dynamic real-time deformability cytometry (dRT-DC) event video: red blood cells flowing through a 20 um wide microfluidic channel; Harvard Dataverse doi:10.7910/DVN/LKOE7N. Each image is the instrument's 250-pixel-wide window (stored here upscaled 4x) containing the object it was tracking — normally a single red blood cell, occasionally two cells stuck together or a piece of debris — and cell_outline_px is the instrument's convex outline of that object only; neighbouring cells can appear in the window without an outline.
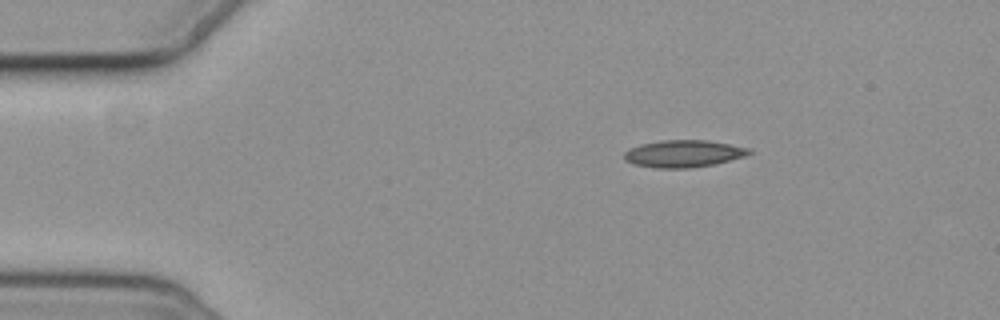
{"species": "common noctule bat (a hibernating species)", "species_latin": "Nyctalus noctula", "temperature_condition": "cold", "stored_images_in_passage": 3, "camera_frame_rate_fps": 3000, "um_per_image_px": 0.085, "animal": {"sex": "female", "body_mass_g": 19.3, "forearm_length_mm": 54.1}, "frame": {"image": 1, "passage_image": 1, "time_ms": 0.0, "image_size_px": [1000, 320], "cell_outline_px": [[756, 152], [744, 156], [716, 164], [692, 168], [656, 168], [632, 164], [624, 160], [624, 152], [628, 148], [640, 144], [660, 140], [708, 140], [752, 148]], "centroid_in_image_um": [58.11, 13.06], "position_along_channel_um": 26.9, "area_um2": 20.17}}